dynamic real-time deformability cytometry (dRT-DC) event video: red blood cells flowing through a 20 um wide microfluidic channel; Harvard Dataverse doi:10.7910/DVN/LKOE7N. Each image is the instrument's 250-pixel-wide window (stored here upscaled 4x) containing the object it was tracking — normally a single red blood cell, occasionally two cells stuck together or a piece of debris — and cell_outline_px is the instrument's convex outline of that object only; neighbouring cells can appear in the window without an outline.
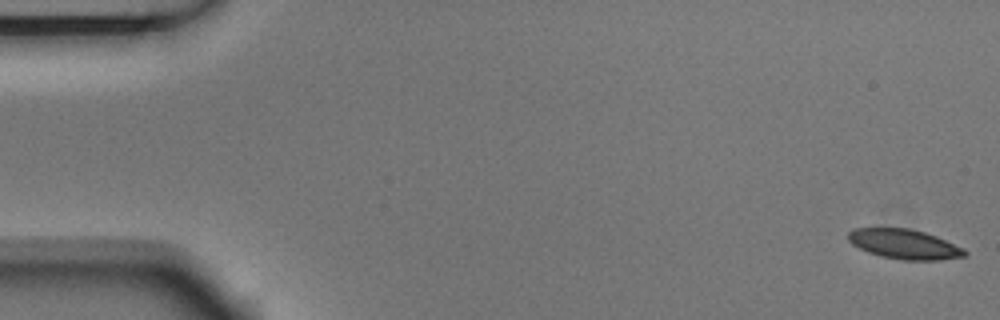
{"species": "Egyptian fruit bat (a non-hibernating species)", "species_latin": "Rousettus aegyptiacus", "temperature_condition": "room temperature", "stored_images_in_passage": 4, "camera_frame_rate_fps": 3000, "um_per_image_px": 0.085, "animal": {"sex": "male"}, "frame": {"image": 1, "passage_image": 1, "time_ms": 0.0, "image_size_px": [1000, 320], "cell_outline_px": [[968, 256], [940, 260], [900, 260], [880, 256], [868, 252], [852, 244], [848, 240], [848, 232], [852, 228], [908, 228], [924, 232], [936, 236], [964, 248], [968, 252]], "centroid_in_image_um": [76.88, 20.76], "position_along_channel_um": 8.1, "area_um2": 20.35}}